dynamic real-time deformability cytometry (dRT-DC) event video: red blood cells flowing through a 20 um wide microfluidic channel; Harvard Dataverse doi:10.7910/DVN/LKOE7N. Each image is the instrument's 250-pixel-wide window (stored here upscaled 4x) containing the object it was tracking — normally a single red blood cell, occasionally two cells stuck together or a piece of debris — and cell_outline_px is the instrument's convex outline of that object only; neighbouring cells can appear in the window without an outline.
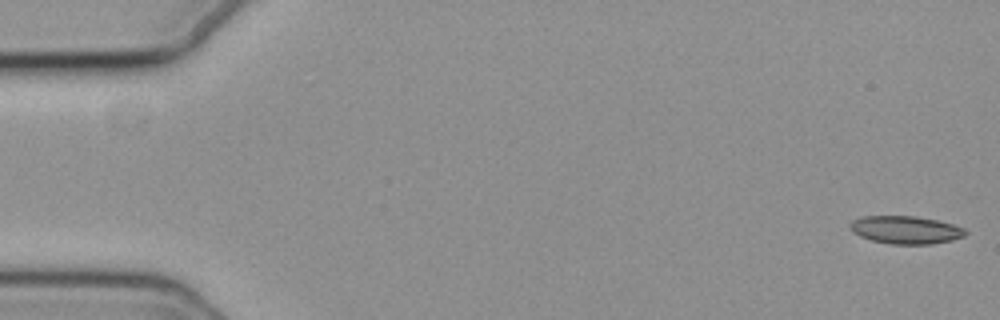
{"species": "common noctule bat (a hibernating species)", "species_latin": "Nyctalus noctula", "temperature_condition": "cold", "stored_images_in_passage": 4, "camera_frame_rate_fps": 3000, "um_per_image_px": 0.085, "animal": {"sex": "female", "body_mass_g": 19.3, "forearm_length_mm": 54.1}, "frame": {"image": 1, "passage_image": 1, "time_ms": 0.0, "image_size_px": [1000, 320], "cell_outline_px": [[968, 232], [964, 236], [952, 240], [932, 244], [892, 244], [872, 240], [860, 236], [848, 224], [852, 220], [860, 216], [916, 216], [936, 220], [952, 224], [964, 228]], "centroid_in_image_um": [77.0, 19.53], "position_along_channel_um": 8.0, "area_um2": 18.61}}